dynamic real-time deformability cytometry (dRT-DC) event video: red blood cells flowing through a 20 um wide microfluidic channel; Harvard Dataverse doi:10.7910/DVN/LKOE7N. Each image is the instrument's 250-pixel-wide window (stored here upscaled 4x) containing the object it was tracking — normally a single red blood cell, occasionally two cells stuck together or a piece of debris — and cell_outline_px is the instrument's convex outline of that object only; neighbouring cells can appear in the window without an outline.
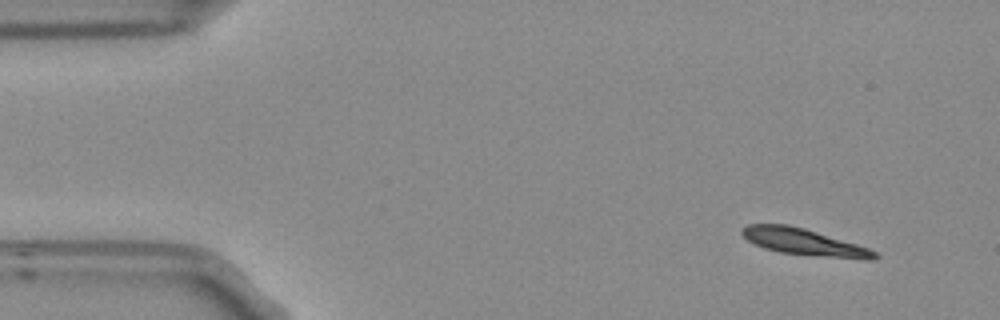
{"species": "Egyptian fruit bat (a non-hibernating species)", "species_latin": "Rousettus aegyptiacus", "temperature_condition": "room temperature", "stored_images_in_passage": 4, "camera_frame_rate_fps": 3000, "um_per_image_px": 0.085, "frame": {"image": 1, "passage_image": 1, "time_ms": 0.0, "image_size_px": [1000, 320], "cell_outline_px": [[880, 256], [872, 260], [864, 260], [780, 252], [764, 248], [748, 240], [740, 232], [740, 228], [748, 224], [788, 224], [804, 228], [856, 244], [868, 248], [876, 252]], "centroid_in_image_um": [68.34, 20.56], "position_along_channel_um": 16.7, "area_um2": 20.35}}
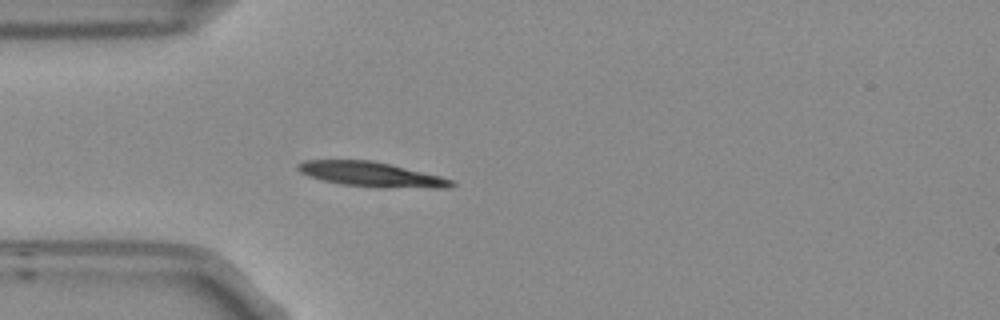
{"frame": {"image": 2, "passage_image": 4, "time_ms": 1.0, "image_size_px": [1000, 320], "cell_outline_px": [[456, 184], [448, 188], [376, 188], [344, 184], [324, 180], [308, 176], [300, 172], [296, 168], [296, 164], [304, 160], [372, 160], [392, 164], [440, 176], [452, 180]], "centroid_in_image_um": [31.58, 14.82], "position_along_channel_um": 53.4, "area_um2": 22.37}}